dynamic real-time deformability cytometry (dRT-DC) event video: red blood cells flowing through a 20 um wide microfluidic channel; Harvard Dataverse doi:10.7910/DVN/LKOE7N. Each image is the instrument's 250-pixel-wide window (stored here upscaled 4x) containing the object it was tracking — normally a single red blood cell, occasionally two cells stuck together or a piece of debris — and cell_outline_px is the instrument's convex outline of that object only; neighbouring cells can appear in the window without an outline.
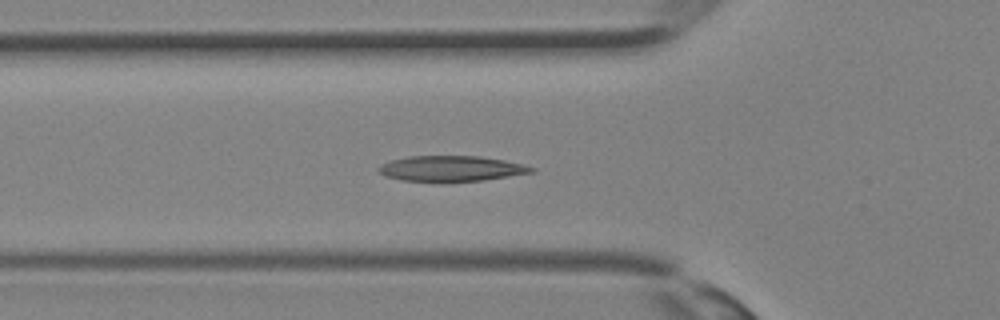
{"species": "Egyptian fruit bat (a non-hibernating species)", "species_latin": "Rousettus aegyptiacus", "temperature_condition": "room temperature", "stored_images_in_passage": 30, "camera_frame_rate_fps": 3000, "um_per_image_px": 0.085, "animal": {"sex": "female"}, "frame": {"image": 1, "passage_image": 6, "time_ms": 1.667, "image_size_px": [1000, 320], "cell_outline_px": [[536, 172], [484, 180], [444, 184], [440, 184], [404, 180], [384, 176], [376, 168], [392, 160], [408, 156], [480, 156], [504, 160], [536, 168]], "centroid_in_image_um": [38.36, 14.36], "position_along_channel_um": 87.4, "area_um2": 23.35}}
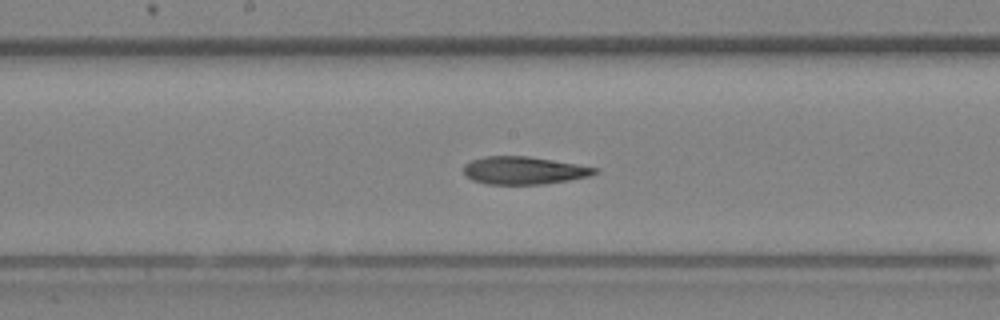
{"frame": {"image": 2, "passage_image": 12, "time_ms": 3.667, "image_size_px": [1000, 320], "cell_outline_px": [[600, 172], [588, 176], [568, 180], [544, 184], [488, 184], [472, 180], [464, 176], [464, 164], [472, 160], [484, 156], [528, 156], [600, 168]], "centroid_in_image_um": [44.52, 14.49], "position_along_channel_um": 203.7, "area_um2": 21.21}}
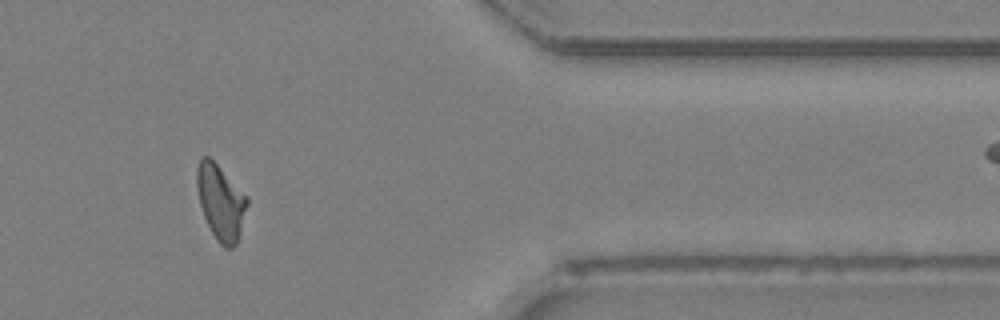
{"frame": {"image": 3, "passage_image": 23, "time_ms": 7.333, "image_size_px": [1000, 320], "cell_outline_px": [[248, 204], [236, 244], [232, 248], [224, 248], [216, 240], [204, 216], [200, 204], [196, 184], [196, 168], [200, 156], [208, 156], [248, 196]], "centroid_in_image_um": [18.75, 17.17], "position_along_channel_um": 392.7, "area_um2": 21.85}}